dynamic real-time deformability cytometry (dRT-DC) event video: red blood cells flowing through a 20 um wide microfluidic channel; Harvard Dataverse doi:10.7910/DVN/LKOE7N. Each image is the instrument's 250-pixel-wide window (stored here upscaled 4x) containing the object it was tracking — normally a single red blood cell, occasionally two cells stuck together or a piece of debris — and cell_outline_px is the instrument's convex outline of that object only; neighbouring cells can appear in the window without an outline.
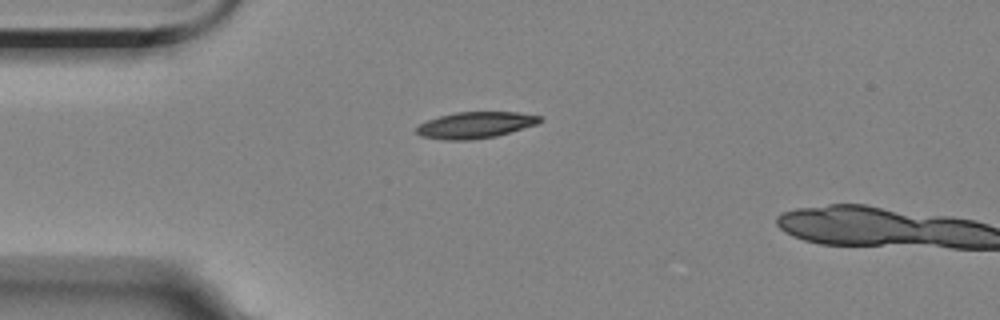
{"species": "Egyptian fruit bat (a non-hibernating species)", "species_latin": "Rousettus aegyptiacus", "temperature_condition": "room temperature", "stored_images_in_passage": 2, "camera_frame_rate_fps": 3000, "um_per_image_px": 0.085, "animal": {"sex": "female"}, "frame": {"image": 1, "passage_image": 1, "time_ms": 0.0, "image_size_px": [1000, 320], "cell_outline_px": [[544, 120], [536, 124], [496, 136], [472, 140], [444, 140], [420, 136], [416, 132], [416, 128], [420, 124], [428, 120], [440, 116], [456, 112], [516, 112], [544, 116]], "centroid_in_image_um": [40.42, 10.63], "position_along_channel_um": 44.6, "area_um2": 18.96}}